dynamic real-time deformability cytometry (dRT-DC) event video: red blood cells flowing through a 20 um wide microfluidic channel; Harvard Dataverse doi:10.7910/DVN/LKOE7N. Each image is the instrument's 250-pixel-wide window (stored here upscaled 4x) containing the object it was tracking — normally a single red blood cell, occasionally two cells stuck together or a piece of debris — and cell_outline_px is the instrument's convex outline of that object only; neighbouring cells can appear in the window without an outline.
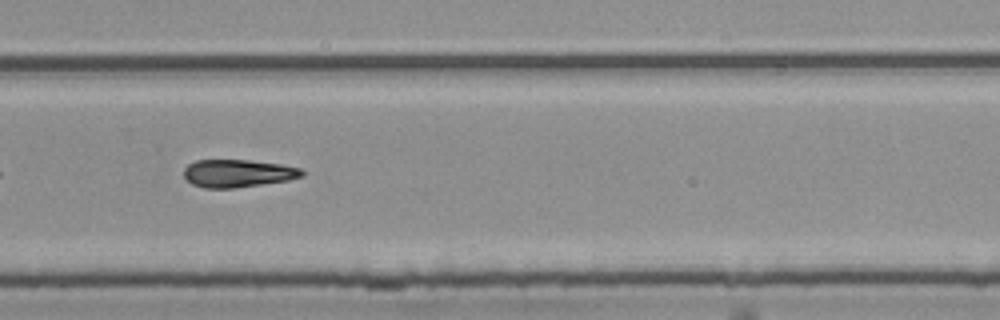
{"species": "common noctule bat (a hibernating species)", "species_latin": "Nyctalus noctula", "temperature_condition": "room temperature", "stored_images_in_passage": 35, "camera_frame_rate_fps": 3000, "um_per_image_px": 0.085, "animal": {"sex": "female", "body_mass_g": 25.1}, "frame": {"image": 1, "passage_image": 20, "time_ms": 6.333, "image_size_px": [1000, 320], "cell_outline_px": [[304, 176], [288, 180], [232, 188], [204, 188], [192, 184], [184, 176], [184, 168], [188, 164], [196, 160], [248, 160], [280, 164], [300, 168], [304, 172]], "centroid_in_image_um": [20.2, 14.73], "position_along_channel_um": 309.6, "area_um2": 18.96}}